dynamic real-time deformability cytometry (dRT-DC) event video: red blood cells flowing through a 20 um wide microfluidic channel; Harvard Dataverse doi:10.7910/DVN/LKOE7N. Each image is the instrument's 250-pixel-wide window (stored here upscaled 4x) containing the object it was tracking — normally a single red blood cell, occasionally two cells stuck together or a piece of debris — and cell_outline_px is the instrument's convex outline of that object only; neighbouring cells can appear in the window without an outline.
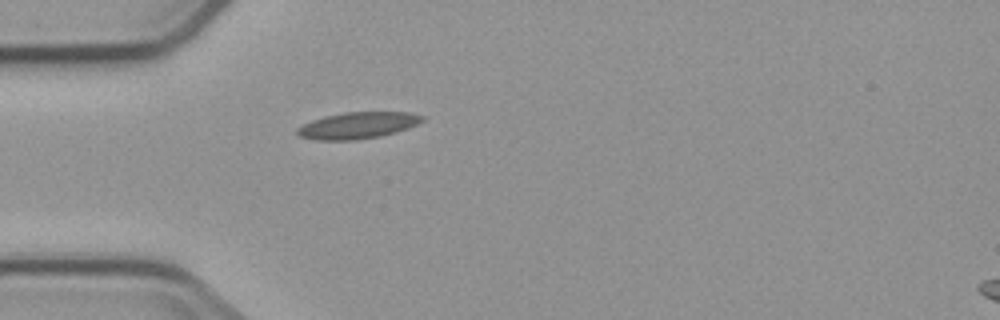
{"species": "common noctule bat (a hibernating species)", "species_latin": "Nyctalus noctula", "temperature_condition": "cold", "stored_images_in_passage": 1, "camera_frame_rate_fps": 3000, "um_per_image_px": 0.085, "animal": {"sex": "male", "body_mass_g": 23.1, "forearm_length_mm": 52.7}, "frame": {"image": 1, "passage_image": 1, "time_ms": 0.0, "image_size_px": [1000, 320], "cell_outline_px": [[424, 120], [408, 128], [396, 132], [380, 136], [356, 140], [316, 140], [300, 136], [296, 132], [296, 128], [312, 120], [324, 116], [344, 112], [412, 112], [424, 116]], "centroid_in_image_um": [30.41, 10.65], "position_along_channel_um": 54.6, "area_um2": 19.36}}